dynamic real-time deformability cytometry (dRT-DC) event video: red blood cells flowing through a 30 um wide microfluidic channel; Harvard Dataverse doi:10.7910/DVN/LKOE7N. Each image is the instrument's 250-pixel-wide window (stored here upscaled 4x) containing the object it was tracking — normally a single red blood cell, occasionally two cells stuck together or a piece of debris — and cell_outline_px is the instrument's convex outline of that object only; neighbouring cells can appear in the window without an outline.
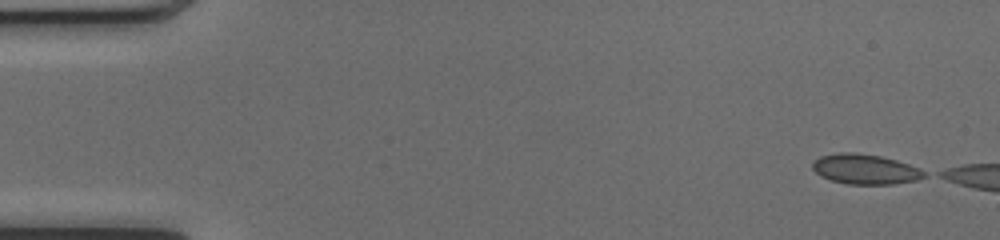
{"species": "common noctule bat (a hibernating species)", "species_latin": "Nyctalus noctula", "temperature_condition": "cold", "stored_images_in_passage": 13, "camera_frame_rate_fps": 3000, "um_per_image_px": 0.085, "animal": {"sex": "female", "body_mass_g": 17.0, "forearm_length_mm": 48.0}, "frame": {"image": 1, "passage_image": 1, "time_ms": 0.0, "image_size_px": [1000, 240], "cell_outline_px": [[928, 176], [916, 180], [892, 184], [848, 184], [832, 180], [820, 176], [812, 168], [812, 160], [820, 156], [840, 152], [852, 152], [880, 156], [896, 160], [920, 168], [928, 172]], "centroid_in_image_um": [73.55, 14.38], "position_along_channel_um": 11.4, "area_um2": 19.65}}